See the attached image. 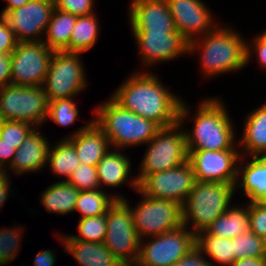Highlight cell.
Returning <instances> with one entry per match:
<instances>
[{
  "instance_id": "cell-30",
  "label": "cell",
  "mask_w": 266,
  "mask_h": 266,
  "mask_svg": "<svg viewBox=\"0 0 266 266\" xmlns=\"http://www.w3.org/2000/svg\"><path fill=\"white\" fill-rule=\"evenodd\" d=\"M122 196H108L102 190L80 191L75 205V212H81V218L96 217L107 214V210Z\"/></svg>"
},
{
  "instance_id": "cell-2",
  "label": "cell",
  "mask_w": 266,
  "mask_h": 266,
  "mask_svg": "<svg viewBox=\"0 0 266 266\" xmlns=\"http://www.w3.org/2000/svg\"><path fill=\"white\" fill-rule=\"evenodd\" d=\"M225 27H216L205 38L193 40L189 43V52L202 50L201 58L203 73L207 75L221 74L228 71H236L243 68L251 56V47L240 38L237 32ZM237 33V34H236ZM202 43V44H201ZM202 46V47H200Z\"/></svg>"
},
{
  "instance_id": "cell-20",
  "label": "cell",
  "mask_w": 266,
  "mask_h": 266,
  "mask_svg": "<svg viewBox=\"0 0 266 266\" xmlns=\"http://www.w3.org/2000/svg\"><path fill=\"white\" fill-rule=\"evenodd\" d=\"M35 128L20 144L16 150L10 169L14 173L39 171L47 164L49 144ZM46 163V164H45Z\"/></svg>"
},
{
  "instance_id": "cell-5",
  "label": "cell",
  "mask_w": 266,
  "mask_h": 266,
  "mask_svg": "<svg viewBox=\"0 0 266 266\" xmlns=\"http://www.w3.org/2000/svg\"><path fill=\"white\" fill-rule=\"evenodd\" d=\"M198 108L194 130L185 132L187 150H236L233 125L219 99H205Z\"/></svg>"
},
{
  "instance_id": "cell-24",
  "label": "cell",
  "mask_w": 266,
  "mask_h": 266,
  "mask_svg": "<svg viewBox=\"0 0 266 266\" xmlns=\"http://www.w3.org/2000/svg\"><path fill=\"white\" fill-rule=\"evenodd\" d=\"M241 174L240 188L250 202H266V157H253L243 170L239 166L238 176Z\"/></svg>"
},
{
  "instance_id": "cell-25",
  "label": "cell",
  "mask_w": 266,
  "mask_h": 266,
  "mask_svg": "<svg viewBox=\"0 0 266 266\" xmlns=\"http://www.w3.org/2000/svg\"><path fill=\"white\" fill-rule=\"evenodd\" d=\"M77 16L54 9L46 29V40L42 41L52 51L70 52V36Z\"/></svg>"
},
{
  "instance_id": "cell-50",
  "label": "cell",
  "mask_w": 266,
  "mask_h": 266,
  "mask_svg": "<svg viewBox=\"0 0 266 266\" xmlns=\"http://www.w3.org/2000/svg\"><path fill=\"white\" fill-rule=\"evenodd\" d=\"M123 266H139L137 263L123 264Z\"/></svg>"
},
{
  "instance_id": "cell-7",
  "label": "cell",
  "mask_w": 266,
  "mask_h": 266,
  "mask_svg": "<svg viewBox=\"0 0 266 266\" xmlns=\"http://www.w3.org/2000/svg\"><path fill=\"white\" fill-rule=\"evenodd\" d=\"M124 198L116 200L107 210L105 247L123 264L136 263L140 253V238L133 223V215Z\"/></svg>"
},
{
  "instance_id": "cell-28",
  "label": "cell",
  "mask_w": 266,
  "mask_h": 266,
  "mask_svg": "<svg viewBox=\"0 0 266 266\" xmlns=\"http://www.w3.org/2000/svg\"><path fill=\"white\" fill-rule=\"evenodd\" d=\"M195 247L220 264L231 266L233 263V238L211 235L204 230L196 234Z\"/></svg>"
},
{
  "instance_id": "cell-37",
  "label": "cell",
  "mask_w": 266,
  "mask_h": 266,
  "mask_svg": "<svg viewBox=\"0 0 266 266\" xmlns=\"http://www.w3.org/2000/svg\"><path fill=\"white\" fill-rule=\"evenodd\" d=\"M14 229L3 230L0 229V266L7 264L16 258V253L19 251L20 230Z\"/></svg>"
},
{
  "instance_id": "cell-49",
  "label": "cell",
  "mask_w": 266,
  "mask_h": 266,
  "mask_svg": "<svg viewBox=\"0 0 266 266\" xmlns=\"http://www.w3.org/2000/svg\"><path fill=\"white\" fill-rule=\"evenodd\" d=\"M4 122H5V119H4L2 111L0 109V127L3 125Z\"/></svg>"
},
{
  "instance_id": "cell-45",
  "label": "cell",
  "mask_w": 266,
  "mask_h": 266,
  "mask_svg": "<svg viewBox=\"0 0 266 266\" xmlns=\"http://www.w3.org/2000/svg\"><path fill=\"white\" fill-rule=\"evenodd\" d=\"M51 250H43L36 254L34 259V266H54L55 257Z\"/></svg>"
},
{
  "instance_id": "cell-4",
  "label": "cell",
  "mask_w": 266,
  "mask_h": 266,
  "mask_svg": "<svg viewBox=\"0 0 266 266\" xmlns=\"http://www.w3.org/2000/svg\"><path fill=\"white\" fill-rule=\"evenodd\" d=\"M93 121L108 137L110 145L128 147L146 144L161 128L152 120L122 108L112 98L96 109Z\"/></svg>"
},
{
  "instance_id": "cell-3",
  "label": "cell",
  "mask_w": 266,
  "mask_h": 266,
  "mask_svg": "<svg viewBox=\"0 0 266 266\" xmlns=\"http://www.w3.org/2000/svg\"><path fill=\"white\" fill-rule=\"evenodd\" d=\"M187 114L188 109L182 101L179 121L174 125L161 127L147 143L149 146L141 162L140 174L131 180L134 190H138V184L148 175L178 167L188 161L186 135L185 132L179 131Z\"/></svg>"
},
{
  "instance_id": "cell-40",
  "label": "cell",
  "mask_w": 266,
  "mask_h": 266,
  "mask_svg": "<svg viewBox=\"0 0 266 266\" xmlns=\"http://www.w3.org/2000/svg\"><path fill=\"white\" fill-rule=\"evenodd\" d=\"M17 43L14 31L10 28L6 18L0 15V53H11Z\"/></svg>"
},
{
  "instance_id": "cell-13",
  "label": "cell",
  "mask_w": 266,
  "mask_h": 266,
  "mask_svg": "<svg viewBox=\"0 0 266 266\" xmlns=\"http://www.w3.org/2000/svg\"><path fill=\"white\" fill-rule=\"evenodd\" d=\"M189 161L184 164L148 175L138 184V192L146 197L178 202L181 206L195 183Z\"/></svg>"
},
{
  "instance_id": "cell-8",
  "label": "cell",
  "mask_w": 266,
  "mask_h": 266,
  "mask_svg": "<svg viewBox=\"0 0 266 266\" xmlns=\"http://www.w3.org/2000/svg\"><path fill=\"white\" fill-rule=\"evenodd\" d=\"M48 103L43 86L9 84L0 89V109L5 120L22 121L37 127L47 119Z\"/></svg>"
},
{
  "instance_id": "cell-27",
  "label": "cell",
  "mask_w": 266,
  "mask_h": 266,
  "mask_svg": "<svg viewBox=\"0 0 266 266\" xmlns=\"http://www.w3.org/2000/svg\"><path fill=\"white\" fill-rule=\"evenodd\" d=\"M131 162L126 155L117 151H108L97 167L99 184L116 187L124 183L129 176Z\"/></svg>"
},
{
  "instance_id": "cell-16",
  "label": "cell",
  "mask_w": 266,
  "mask_h": 266,
  "mask_svg": "<svg viewBox=\"0 0 266 266\" xmlns=\"http://www.w3.org/2000/svg\"><path fill=\"white\" fill-rule=\"evenodd\" d=\"M173 17L176 31L190 43L199 34H206L214 29L213 16L200 0H166ZM197 34V36H195Z\"/></svg>"
},
{
  "instance_id": "cell-29",
  "label": "cell",
  "mask_w": 266,
  "mask_h": 266,
  "mask_svg": "<svg viewBox=\"0 0 266 266\" xmlns=\"http://www.w3.org/2000/svg\"><path fill=\"white\" fill-rule=\"evenodd\" d=\"M99 25L95 14L78 16L70 36V52L90 50L98 39Z\"/></svg>"
},
{
  "instance_id": "cell-47",
  "label": "cell",
  "mask_w": 266,
  "mask_h": 266,
  "mask_svg": "<svg viewBox=\"0 0 266 266\" xmlns=\"http://www.w3.org/2000/svg\"><path fill=\"white\" fill-rule=\"evenodd\" d=\"M231 266H266V257L236 259Z\"/></svg>"
},
{
  "instance_id": "cell-14",
  "label": "cell",
  "mask_w": 266,
  "mask_h": 266,
  "mask_svg": "<svg viewBox=\"0 0 266 266\" xmlns=\"http://www.w3.org/2000/svg\"><path fill=\"white\" fill-rule=\"evenodd\" d=\"M240 155L236 150H188V161L192 165L195 179L204 182L239 183L236 161Z\"/></svg>"
},
{
  "instance_id": "cell-39",
  "label": "cell",
  "mask_w": 266,
  "mask_h": 266,
  "mask_svg": "<svg viewBox=\"0 0 266 266\" xmlns=\"http://www.w3.org/2000/svg\"><path fill=\"white\" fill-rule=\"evenodd\" d=\"M54 7L77 17L93 14V0H54Z\"/></svg>"
},
{
  "instance_id": "cell-10",
  "label": "cell",
  "mask_w": 266,
  "mask_h": 266,
  "mask_svg": "<svg viewBox=\"0 0 266 266\" xmlns=\"http://www.w3.org/2000/svg\"><path fill=\"white\" fill-rule=\"evenodd\" d=\"M187 228L181 225L177 229L153 236L154 239L143 246L141 239L136 263L139 266H173L195 248L196 235Z\"/></svg>"
},
{
  "instance_id": "cell-35",
  "label": "cell",
  "mask_w": 266,
  "mask_h": 266,
  "mask_svg": "<svg viewBox=\"0 0 266 266\" xmlns=\"http://www.w3.org/2000/svg\"><path fill=\"white\" fill-rule=\"evenodd\" d=\"M67 183L73 185L79 191L95 190L100 187L97 167L80 164L69 177Z\"/></svg>"
},
{
  "instance_id": "cell-41",
  "label": "cell",
  "mask_w": 266,
  "mask_h": 266,
  "mask_svg": "<svg viewBox=\"0 0 266 266\" xmlns=\"http://www.w3.org/2000/svg\"><path fill=\"white\" fill-rule=\"evenodd\" d=\"M202 253L195 247L187 255L179 259L173 266H216L201 256Z\"/></svg>"
},
{
  "instance_id": "cell-15",
  "label": "cell",
  "mask_w": 266,
  "mask_h": 266,
  "mask_svg": "<svg viewBox=\"0 0 266 266\" xmlns=\"http://www.w3.org/2000/svg\"><path fill=\"white\" fill-rule=\"evenodd\" d=\"M54 9V0H32L10 10L4 17L14 31L18 43L39 42L42 39L39 40L38 36L47 29Z\"/></svg>"
},
{
  "instance_id": "cell-46",
  "label": "cell",
  "mask_w": 266,
  "mask_h": 266,
  "mask_svg": "<svg viewBox=\"0 0 266 266\" xmlns=\"http://www.w3.org/2000/svg\"><path fill=\"white\" fill-rule=\"evenodd\" d=\"M6 169L0 170V208L1 206L5 203V200L7 199L8 196V191H9V184L10 182L8 180L7 172L5 171Z\"/></svg>"
},
{
  "instance_id": "cell-23",
  "label": "cell",
  "mask_w": 266,
  "mask_h": 266,
  "mask_svg": "<svg viewBox=\"0 0 266 266\" xmlns=\"http://www.w3.org/2000/svg\"><path fill=\"white\" fill-rule=\"evenodd\" d=\"M242 207L230 206L225 213L212 222L206 231L211 235L230 239L249 231L250 204L248 203L246 208Z\"/></svg>"
},
{
  "instance_id": "cell-31",
  "label": "cell",
  "mask_w": 266,
  "mask_h": 266,
  "mask_svg": "<svg viewBox=\"0 0 266 266\" xmlns=\"http://www.w3.org/2000/svg\"><path fill=\"white\" fill-rule=\"evenodd\" d=\"M48 163L53 173L66 176L67 179L80 165L75 147L67 139H62L53 149L49 148Z\"/></svg>"
},
{
  "instance_id": "cell-19",
  "label": "cell",
  "mask_w": 266,
  "mask_h": 266,
  "mask_svg": "<svg viewBox=\"0 0 266 266\" xmlns=\"http://www.w3.org/2000/svg\"><path fill=\"white\" fill-rule=\"evenodd\" d=\"M66 139L75 147L80 164L97 166L109 151V139L94 121Z\"/></svg>"
},
{
  "instance_id": "cell-32",
  "label": "cell",
  "mask_w": 266,
  "mask_h": 266,
  "mask_svg": "<svg viewBox=\"0 0 266 266\" xmlns=\"http://www.w3.org/2000/svg\"><path fill=\"white\" fill-rule=\"evenodd\" d=\"M266 257V240L250 230L233 238V262L240 258Z\"/></svg>"
},
{
  "instance_id": "cell-22",
  "label": "cell",
  "mask_w": 266,
  "mask_h": 266,
  "mask_svg": "<svg viewBox=\"0 0 266 266\" xmlns=\"http://www.w3.org/2000/svg\"><path fill=\"white\" fill-rule=\"evenodd\" d=\"M246 119L242 146L252 157H266V104L254 110Z\"/></svg>"
},
{
  "instance_id": "cell-11",
  "label": "cell",
  "mask_w": 266,
  "mask_h": 266,
  "mask_svg": "<svg viewBox=\"0 0 266 266\" xmlns=\"http://www.w3.org/2000/svg\"><path fill=\"white\" fill-rule=\"evenodd\" d=\"M143 198L136 208H130L140 239L143 236H157L183 225L182 209L178 202L145 195Z\"/></svg>"
},
{
  "instance_id": "cell-48",
  "label": "cell",
  "mask_w": 266,
  "mask_h": 266,
  "mask_svg": "<svg viewBox=\"0 0 266 266\" xmlns=\"http://www.w3.org/2000/svg\"><path fill=\"white\" fill-rule=\"evenodd\" d=\"M5 1L7 2V6L3 9L1 13L2 16H5L10 10L19 8L32 0H5Z\"/></svg>"
},
{
  "instance_id": "cell-12",
  "label": "cell",
  "mask_w": 266,
  "mask_h": 266,
  "mask_svg": "<svg viewBox=\"0 0 266 266\" xmlns=\"http://www.w3.org/2000/svg\"><path fill=\"white\" fill-rule=\"evenodd\" d=\"M53 53L42 41L17 43L11 52L10 84L45 86L44 81Z\"/></svg>"
},
{
  "instance_id": "cell-18",
  "label": "cell",
  "mask_w": 266,
  "mask_h": 266,
  "mask_svg": "<svg viewBox=\"0 0 266 266\" xmlns=\"http://www.w3.org/2000/svg\"><path fill=\"white\" fill-rule=\"evenodd\" d=\"M130 24L133 32H175L166 0H132Z\"/></svg>"
},
{
  "instance_id": "cell-36",
  "label": "cell",
  "mask_w": 266,
  "mask_h": 266,
  "mask_svg": "<svg viewBox=\"0 0 266 266\" xmlns=\"http://www.w3.org/2000/svg\"><path fill=\"white\" fill-rule=\"evenodd\" d=\"M34 129L35 127L32 128V125L26 122L5 120L0 127V138L10 145H15L18 149L26 136Z\"/></svg>"
},
{
  "instance_id": "cell-34",
  "label": "cell",
  "mask_w": 266,
  "mask_h": 266,
  "mask_svg": "<svg viewBox=\"0 0 266 266\" xmlns=\"http://www.w3.org/2000/svg\"><path fill=\"white\" fill-rule=\"evenodd\" d=\"M78 114V109L72 98L56 99L48 103L47 119L50 116L60 126L74 124Z\"/></svg>"
},
{
  "instance_id": "cell-1",
  "label": "cell",
  "mask_w": 266,
  "mask_h": 266,
  "mask_svg": "<svg viewBox=\"0 0 266 266\" xmlns=\"http://www.w3.org/2000/svg\"><path fill=\"white\" fill-rule=\"evenodd\" d=\"M111 98L122 108L168 127L179 121L180 98L174 96L150 73H136Z\"/></svg>"
},
{
  "instance_id": "cell-26",
  "label": "cell",
  "mask_w": 266,
  "mask_h": 266,
  "mask_svg": "<svg viewBox=\"0 0 266 266\" xmlns=\"http://www.w3.org/2000/svg\"><path fill=\"white\" fill-rule=\"evenodd\" d=\"M79 193L66 181L55 182L41 194V202L49 212L67 214L75 210Z\"/></svg>"
},
{
  "instance_id": "cell-21",
  "label": "cell",
  "mask_w": 266,
  "mask_h": 266,
  "mask_svg": "<svg viewBox=\"0 0 266 266\" xmlns=\"http://www.w3.org/2000/svg\"><path fill=\"white\" fill-rule=\"evenodd\" d=\"M60 239L65 246V251L73 254L81 266H123L121 260L113 255L103 242L78 241L70 236Z\"/></svg>"
},
{
  "instance_id": "cell-17",
  "label": "cell",
  "mask_w": 266,
  "mask_h": 266,
  "mask_svg": "<svg viewBox=\"0 0 266 266\" xmlns=\"http://www.w3.org/2000/svg\"><path fill=\"white\" fill-rule=\"evenodd\" d=\"M146 65L167 61L189 52V42L178 31L133 32Z\"/></svg>"
},
{
  "instance_id": "cell-44",
  "label": "cell",
  "mask_w": 266,
  "mask_h": 266,
  "mask_svg": "<svg viewBox=\"0 0 266 266\" xmlns=\"http://www.w3.org/2000/svg\"><path fill=\"white\" fill-rule=\"evenodd\" d=\"M15 145H10L0 138V170L3 165L8 162L11 165L14 155L16 153ZM3 164V165H2Z\"/></svg>"
},
{
  "instance_id": "cell-38",
  "label": "cell",
  "mask_w": 266,
  "mask_h": 266,
  "mask_svg": "<svg viewBox=\"0 0 266 266\" xmlns=\"http://www.w3.org/2000/svg\"><path fill=\"white\" fill-rule=\"evenodd\" d=\"M250 231L266 240V202L251 201Z\"/></svg>"
},
{
  "instance_id": "cell-43",
  "label": "cell",
  "mask_w": 266,
  "mask_h": 266,
  "mask_svg": "<svg viewBox=\"0 0 266 266\" xmlns=\"http://www.w3.org/2000/svg\"><path fill=\"white\" fill-rule=\"evenodd\" d=\"M254 41L253 48L259 60L258 62L261 63L262 67H266V31L257 36Z\"/></svg>"
},
{
  "instance_id": "cell-9",
  "label": "cell",
  "mask_w": 266,
  "mask_h": 266,
  "mask_svg": "<svg viewBox=\"0 0 266 266\" xmlns=\"http://www.w3.org/2000/svg\"><path fill=\"white\" fill-rule=\"evenodd\" d=\"M82 53L54 51L43 86L47 100L72 98L83 91L86 81L79 55Z\"/></svg>"
},
{
  "instance_id": "cell-33",
  "label": "cell",
  "mask_w": 266,
  "mask_h": 266,
  "mask_svg": "<svg viewBox=\"0 0 266 266\" xmlns=\"http://www.w3.org/2000/svg\"><path fill=\"white\" fill-rule=\"evenodd\" d=\"M106 214L81 218L78 224V231L80 236L70 235L74 240L101 243L104 241L106 234Z\"/></svg>"
},
{
  "instance_id": "cell-42",
  "label": "cell",
  "mask_w": 266,
  "mask_h": 266,
  "mask_svg": "<svg viewBox=\"0 0 266 266\" xmlns=\"http://www.w3.org/2000/svg\"><path fill=\"white\" fill-rule=\"evenodd\" d=\"M11 53H0V89L10 84Z\"/></svg>"
},
{
  "instance_id": "cell-6",
  "label": "cell",
  "mask_w": 266,
  "mask_h": 266,
  "mask_svg": "<svg viewBox=\"0 0 266 266\" xmlns=\"http://www.w3.org/2000/svg\"><path fill=\"white\" fill-rule=\"evenodd\" d=\"M235 186L196 180L190 194L181 206L182 223L187 227L189 219L193 233L206 230L214 220L225 213L234 194Z\"/></svg>"
}]
</instances>
